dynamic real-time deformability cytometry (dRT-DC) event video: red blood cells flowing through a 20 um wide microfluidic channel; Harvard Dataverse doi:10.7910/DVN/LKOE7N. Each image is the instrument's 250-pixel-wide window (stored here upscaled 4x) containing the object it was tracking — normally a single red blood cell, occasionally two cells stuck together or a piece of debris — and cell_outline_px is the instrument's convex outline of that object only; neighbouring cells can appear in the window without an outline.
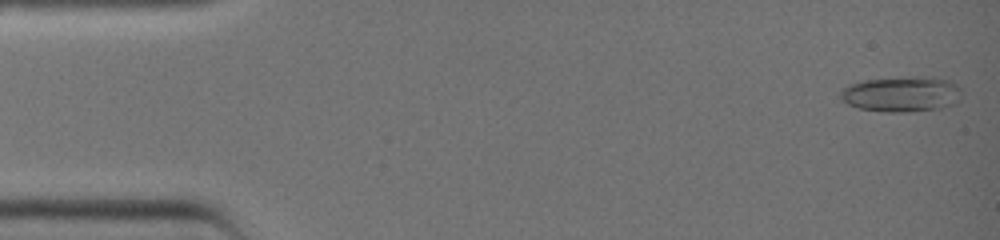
{"species": "common noctule bat (a hibernating species)", "species_latin": "Nyctalus noctula", "temperature_condition": "warm", "stored_images_in_passage": 38, "camera_frame_rate_fps": 3000, "um_per_image_px": 0.085, "animal": {"sex": "female", "body_mass_g": 19.0, "forearm_length_mm": 51.5}, "frame": {"image": 1, "passage_image": 1, "time_ms": 0.0, "image_size_px": [1000, 240], "cell_outline_px": [[960, 100], [956, 104], [940, 108], [908, 112], [880, 112], [856, 108], [840, 100], [836, 96], [836, 92], [840, 88], [848, 84], [860, 80], [900, 76], [936, 76], [952, 80], [960, 88]], "centroid_in_image_um": [76.56, 7.97], "position_along_channel_um": 8.4, "area_um2": 26.36}}
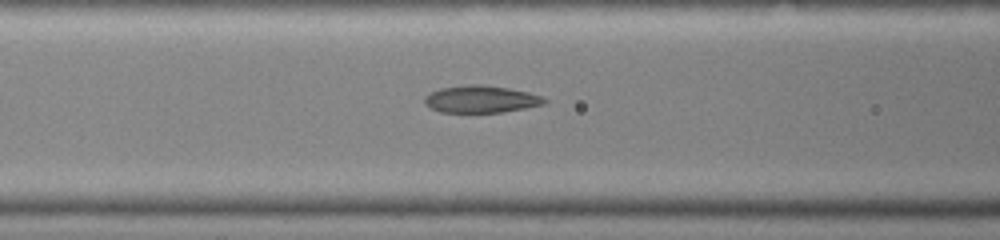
{"frame": {"image": 2, "passage_image": 16, "time_ms": 5.0, "image_size_px": [1000, 240], "cell_outline_px": [[548, 100], [544, 104], [524, 108], [500, 112], [440, 112], [424, 104], [424, 96], [440, 88], [468, 84], [480, 84], [508, 88], [528, 92], [540, 96]], "centroid_in_image_um": [40.85, 8.42], "position_along_channel_um": 125.7, "area_um2": 18.84}}
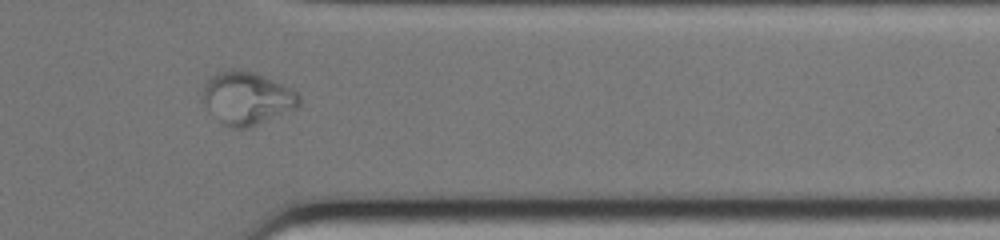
{"frame": {"image": 3, "passage_image": 32, "time_ms": 10.333, "image_size_px": [1000, 240], "cell_outline_px": [[300, 104], [292, 108], [256, 124], [244, 128], [232, 128], [224, 124], [220, 120], [204, 100], [204, 84], [212, 76], [220, 72], [252, 72], [292, 88], [300, 96]], "centroid_in_image_um": [21.02, 8.35], "position_along_channel_um": 390.4, "area_um2": 27.86}}